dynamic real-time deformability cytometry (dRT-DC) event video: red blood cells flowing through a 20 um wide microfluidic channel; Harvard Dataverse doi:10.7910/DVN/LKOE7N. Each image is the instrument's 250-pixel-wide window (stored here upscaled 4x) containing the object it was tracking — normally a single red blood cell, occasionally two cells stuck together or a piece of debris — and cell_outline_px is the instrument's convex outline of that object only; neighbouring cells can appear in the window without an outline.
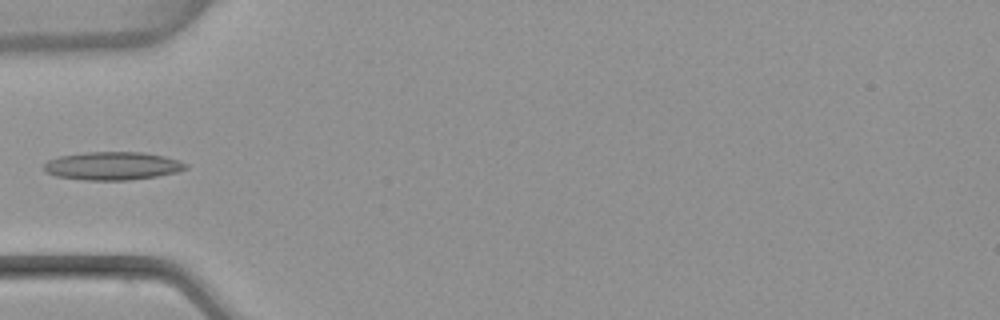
{"species": "common noctule bat (a hibernating species)", "species_latin": "Nyctalus noctula", "temperature_condition": "warm", "stored_images_in_passage": 4, "camera_frame_rate_fps": 3000, "um_per_image_px": 0.085, "animal": {"sex": "female", "body_mass_g": 22.7, "forearm_length_mm": 54.2}, "frame": {"image": 1, "passage_image": 4, "time_ms": 1.0, "image_size_px": [1000, 320], "cell_outline_px": [[188, 168], [176, 172], [156, 176], [128, 180], [84, 180], [56, 176], [44, 172], [44, 164], [48, 160], [60, 156], [84, 152], [144, 152], [164, 156], [180, 160], [188, 164]], "centroid_in_image_um": [9.57, 14.1], "position_along_channel_um": 75.4, "area_um2": 23.35}}